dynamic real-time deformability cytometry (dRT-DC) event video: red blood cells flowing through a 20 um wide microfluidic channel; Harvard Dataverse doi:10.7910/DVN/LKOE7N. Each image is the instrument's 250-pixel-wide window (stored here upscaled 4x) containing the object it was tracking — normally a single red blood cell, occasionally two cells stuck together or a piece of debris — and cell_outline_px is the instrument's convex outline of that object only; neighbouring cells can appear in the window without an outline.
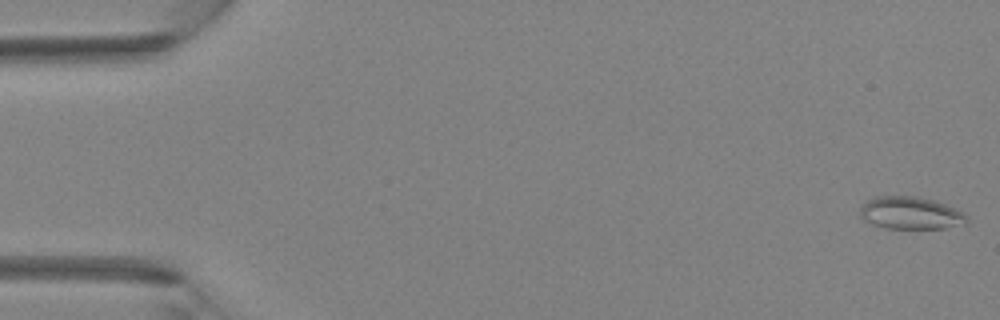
{"species": "Egyptian fruit bat (a non-hibernating species)", "species_latin": "Rousettus aegyptiacus", "temperature_condition": "room temperature", "stored_images_in_passage": 44, "camera_frame_rate_fps": 3000, "um_per_image_px": 0.085, "animal": {"sex": "female"}, "frame": {"image": 1, "passage_image": 1, "time_ms": 0.0, "image_size_px": [1000, 320], "cell_outline_px": [[968, 224], [944, 228], [884, 228], [872, 224], [864, 220], [860, 216], [860, 208], [868, 200], [876, 196], [916, 196], [936, 200], [964, 212], [968, 216]], "centroid_in_image_um": [77.44, 18.11], "position_along_channel_um": 7.6, "area_um2": 20.4}}
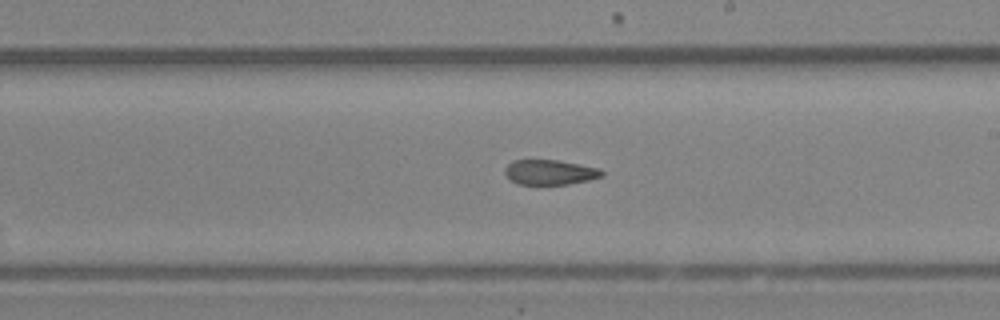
{"frame": {"image": 2, "passage_image": 26, "time_ms": 8.333, "image_size_px": [1000, 320], "cell_outline_px": [[604, 176], [588, 180], [568, 184], [516, 184], [504, 172], [504, 168], [512, 160], [556, 160], [580, 164], [600, 168], [604, 172]], "centroid_in_image_um": [46.76, 14.63], "position_along_channel_um": 242.2, "area_um2": 14.1}}
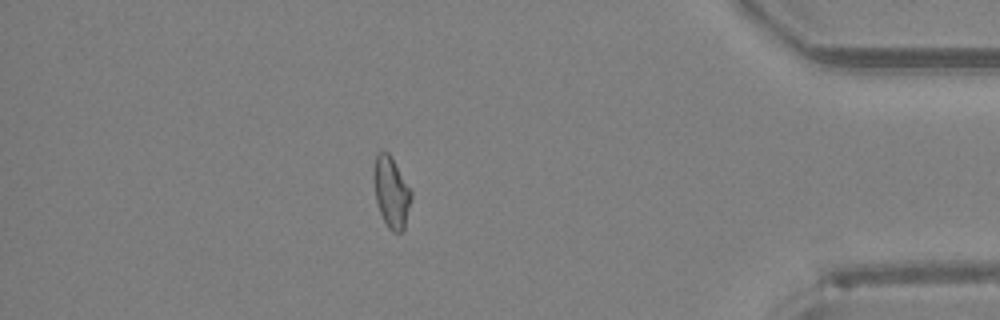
{"frame": {"image": 3, "passage_image": 39, "time_ms": 12.667, "image_size_px": [1000, 320], "cell_outline_px": [[412, 196], [404, 228], [400, 232], [392, 232], [388, 228], [380, 212], [376, 200], [372, 180], [372, 172], [376, 152], [388, 152], [412, 192]], "centroid_in_image_um": [33.22, 16.32], "position_along_channel_um": 402.0, "area_um2": 15.43}}